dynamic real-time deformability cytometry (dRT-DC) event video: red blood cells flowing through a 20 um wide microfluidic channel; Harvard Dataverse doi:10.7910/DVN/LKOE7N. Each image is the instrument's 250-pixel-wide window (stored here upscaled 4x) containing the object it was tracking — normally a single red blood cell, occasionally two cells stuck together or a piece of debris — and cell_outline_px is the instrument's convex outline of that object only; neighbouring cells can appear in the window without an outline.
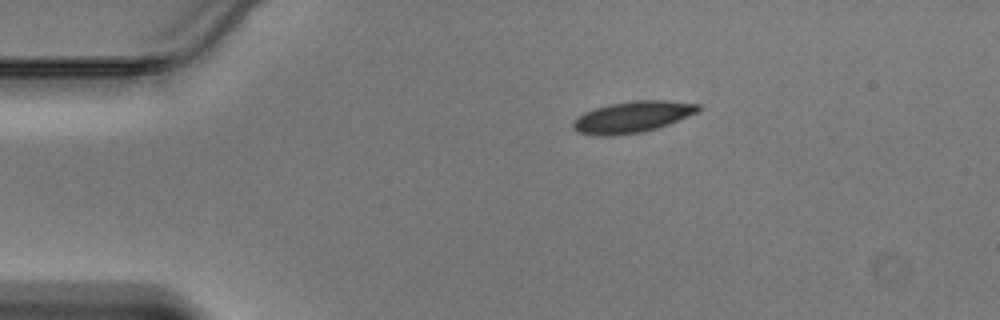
{"species": "Egyptian fruit bat (a non-hibernating species)", "species_latin": "Rousettus aegyptiacus", "temperature_condition": "warm", "stored_images_in_passage": 5, "camera_frame_rate_fps": 3000, "um_per_image_px": 0.085, "animal": {"sex": "male"}, "frame": {"image": 1, "passage_image": 1, "time_ms": 0.0, "image_size_px": [1000, 320], "cell_outline_px": [[700, 108], [696, 112], [688, 116], [668, 124], [656, 128], [640, 132], [612, 136], [600, 136], [576, 132], [572, 128], [572, 124], [576, 116], [584, 112], [608, 104], [636, 100], [664, 100], [700, 104]], "centroid_in_image_um": [53.7, 9.94], "position_along_channel_um": 31.3, "area_um2": 22.77}}